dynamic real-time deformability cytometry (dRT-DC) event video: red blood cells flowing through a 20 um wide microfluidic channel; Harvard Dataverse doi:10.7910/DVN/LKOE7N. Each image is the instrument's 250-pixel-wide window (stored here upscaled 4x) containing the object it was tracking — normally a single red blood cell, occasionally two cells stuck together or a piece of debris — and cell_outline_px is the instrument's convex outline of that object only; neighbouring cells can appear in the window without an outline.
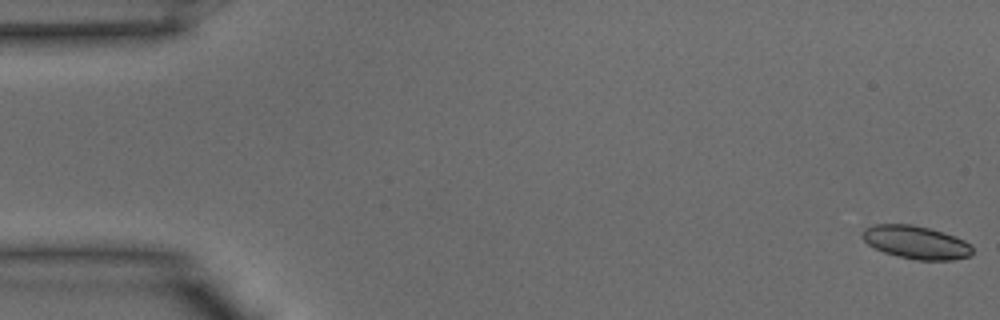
{"species": "common noctule bat (a hibernating species)", "species_latin": "Nyctalus noctula", "temperature_condition": "warm", "stored_images_in_passage": 40, "camera_frame_rate_fps": 3000, "um_per_image_px": 0.085, "animal": {"sex": "male", "body_mass_g": 15.6}, "frame": {"image": 1, "passage_image": 1, "time_ms": 0.0, "image_size_px": [1000, 320], "cell_outline_px": [[972, 252], [968, 256], [952, 260], [916, 260], [884, 252], [868, 244], [860, 236], [860, 232], [864, 228], [872, 224], [912, 224], [928, 228], [964, 240], [972, 244]], "centroid_in_image_um": [77.81, 20.59], "position_along_channel_um": 7.2, "area_um2": 21.1}}
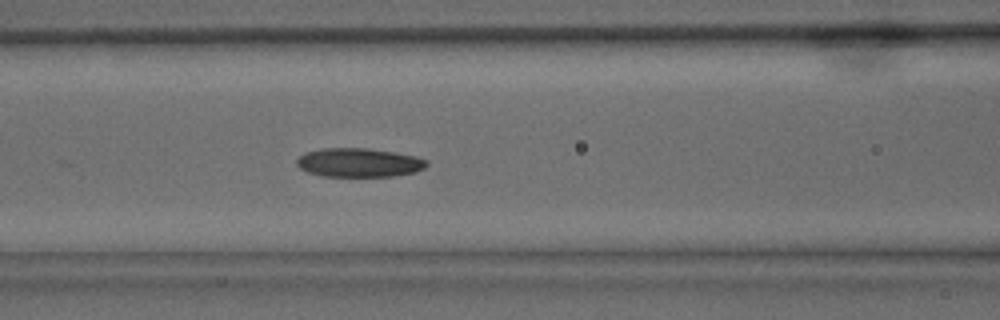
{"frame": {"image": 2, "passage_image": 17, "time_ms": 5.333, "image_size_px": [1000, 320], "cell_outline_px": [[428, 164], [424, 168], [416, 172], [392, 176], [324, 176], [308, 172], [300, 168], [296, 164], [296, 160], [304, 152], [320, 148], [368, 148], [396, 152], [416, 156], [428, 160]], "centroid_in_image_um": [30.52, 13.81], "position_along_channel_um": 136.1, "area_um2": 22.02}}
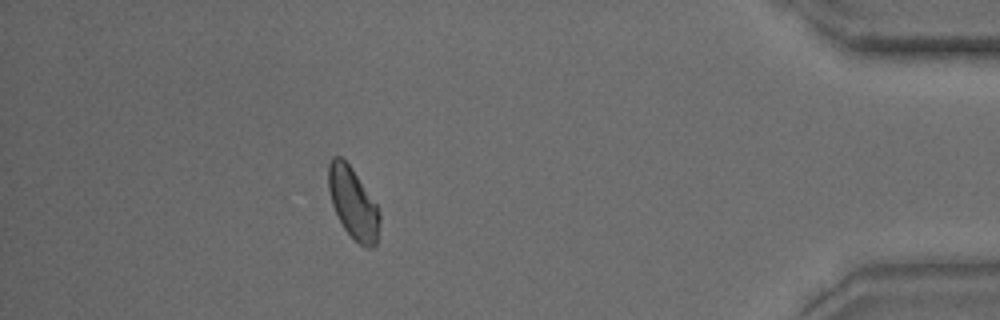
{"frame": {"image": 3, "passage_image": 36, "time_ms": 11.667, "image_size_px": [1000, 320], "cell_outline_px": [[380, 220], [376, 244], [372, 248], [368, 248], [360, 244], [344, 228], [332, 204], [328, 188], [328, 164], [332, 156], [340, 156], [352, 168], [376, 204], [380, 212]], "centroid_in_image_um": [30.01, 17.25], "position_along_channel_um": 405.2, "area_um2": 20.92}}